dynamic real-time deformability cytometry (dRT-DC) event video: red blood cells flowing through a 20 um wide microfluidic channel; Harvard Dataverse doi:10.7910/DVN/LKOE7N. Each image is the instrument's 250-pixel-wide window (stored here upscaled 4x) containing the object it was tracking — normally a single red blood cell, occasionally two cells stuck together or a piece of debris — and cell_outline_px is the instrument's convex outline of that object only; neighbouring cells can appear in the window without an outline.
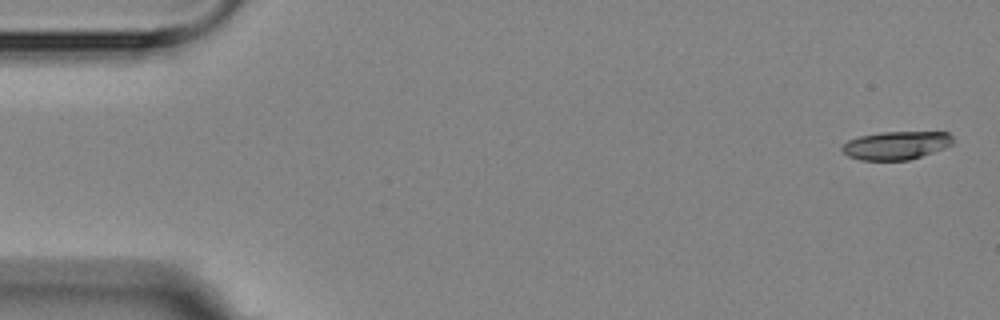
{"species": "Egyptian fruit bat (a non-hibernating species)", "species_latin": "Rousettus aegyptiacus", "temperature_condition": "room temperature", "stored_images_in_passage": 5, "camera_frame_rate_fps": 3000, "um_per_image_px": 0.085, "animal": {"sex": "female"}, "frame": {"image": 1, "passage_image": 1, "time_ms": 0.0, "image_size_px": [1000, 320], "cell_outline_px": [[952, 144], [944, 148], [908, 160], [860, 160], [848, 156], [840, 148], [840, 144], [848, 140], [860, 136], [880, 132], [948, 132], [952, 136]], "centroid_in_image_um": [76.12, 12.35], "position_along_channel_um": 8.9, "area_um2": 18.21}}
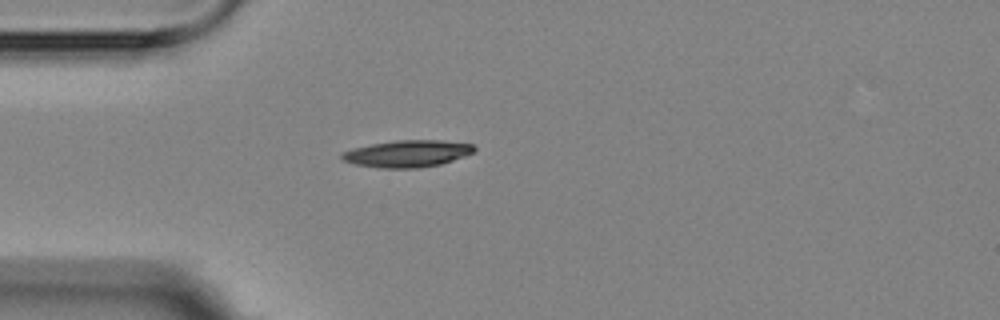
{"frame": {"image": 2, "passage_image": 4, "time_ms": 4.333, "image_size_px": [1000, 320], "cell_outline_px": [[476, 152], [440, 164], [416, 168], [376, 168], [356, 164], [340, 160], [340, 152], [352, 148], [372, 144], [396, 140], [440, 140], [472, 144], [476, 148]], "centroid_in_image_um": [34.58, 13.06], "position_along_channel_um": 50.4, "area_um2": 20.87}}